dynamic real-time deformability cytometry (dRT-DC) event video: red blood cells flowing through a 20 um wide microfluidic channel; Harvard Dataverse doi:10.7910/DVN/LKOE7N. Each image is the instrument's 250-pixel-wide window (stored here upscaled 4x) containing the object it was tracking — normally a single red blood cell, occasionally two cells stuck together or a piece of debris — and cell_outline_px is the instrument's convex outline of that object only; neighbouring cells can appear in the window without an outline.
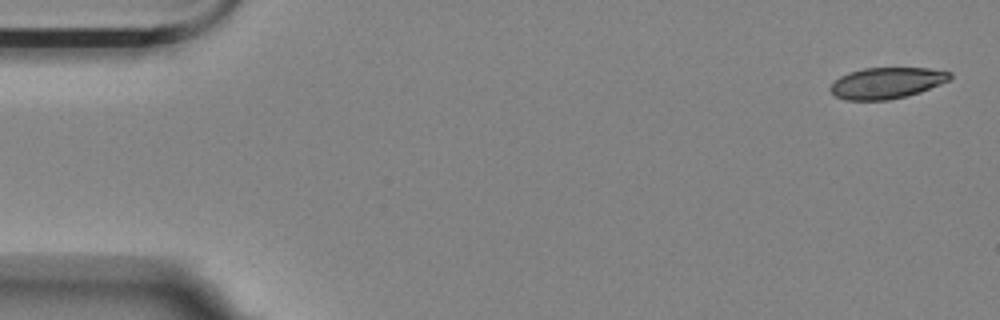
{"species": "Egyptian fruit bat (a non-hibernating species)", "species_latin": "Rousettus aegyptiacus", "temperature_condition": "room temperature", "stored_images_in_passage": 5, "camera_frame_rate_fps": 3000, "um_per_image_px": 0.085, "animal": {"sex": "female"}, "frame": {"image": 1, "passage_image": 1, "time_ms": 0.0, "image_size_px": [1000, 320], "cell_outline_px": [[952, 76], [948, 80], [940, 84], [920, 92], [888, 100], [844, 100], [836, 96], [828, 88], [840, 76], [848, 72], [864, 68], [928, 68], [952, 72]], "centroid_in_image_um": [75.35, 7.05], "position_along_channel_um": 9.6, "area_um2": 21.62}}
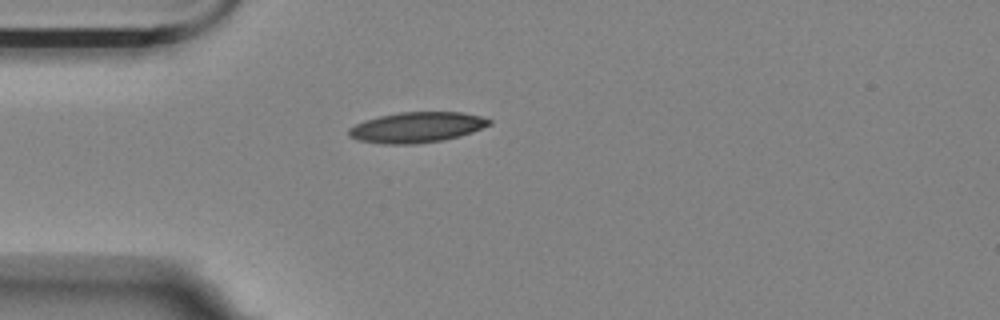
{"frame": {"image": 2, "passage_image": 4, "time_ms": 1.0, "image_size_px": [1000, 320], "cell_outline_px": [[492, 124], [472, 132], [460, 136], [444, 140], [416, 144], [384, 144], [360, 140], [348, 136], [348, 128], [364, 120], [380, 116], [400, 112], [460, 112], [480, 116], [492, 120]], "centroid_in_image_um": [35.43, 10.82], "position_along_channel_um": 49.6, "area_um2": 24.97}}